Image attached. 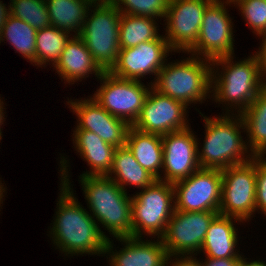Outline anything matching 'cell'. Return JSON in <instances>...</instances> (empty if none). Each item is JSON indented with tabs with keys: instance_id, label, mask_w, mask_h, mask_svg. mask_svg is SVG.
I'll list each match as a JSON object with an SVG mask.
<instances>
[{
	"instance_id": "cell-1",
	"label": "cell",
	"mask_w": 266,
	"mask_h": 266,
	"mask_svg": "<svg viewBox=\"0 0 266 266\" xmlns=\"http://www.w3.org/2000/svg\"><path fill=\"white\" fill-rule=\"evenodd\" d=\"M59 163L61 188L56 203V216L49 231L53 244L65 256L79 254L106 256V243L110 238L101 231L89 211H86L74 196L67 170L69 161L61 155Z\"/></svg>"
},
{
	"instance_id": "cell-2",
	"label": "cell",
	"mask_w": 266,
	"mask_h": 266,
	"mask_svg": "<svg viewBox=\"0 0 266 266\" xmlns=\"http://www.w3.org/2000/svg\"><path fill=\"white\" fill-rule=\"evenodd\" d=\"M233 57L234 55L224 56L211 61V94L213 93L211 96L216 103L227 106L226 114H230L234 109V111L237 109L236 114L246 110L266 87V80L262 76L254 54L237 63L232 61ZM219 66L222 67L221 71ZM228 106L235 108L228 110Z\"/></svg>"
},
{
	"instance_id": "cell-3",
	"label": "cell",
	"mask_w": 266,
	"mask_h": 266,
	"mask_svg": "<svg viewBox=\"0 0 266 266\" xmlns=\"http://www.w3.org/2000/svg\"><path fill=\"white\" fill-rule=\"evenodd\" d=\"M199 113L204 118L206 131L203 148L201 151L198 148V163L201 168L224 170L254 158L242 138L240 129L245 130V126L239 114H234L233 111L231 115L223 113L219 117L211 118Z\"/></svg>"
},
{
	"instance_id": "cell-4",
	"label": "cell",
	"mask_w": 266,
	"mask_h": 266,
	"mask_svg": "<svg viewBox=\"0 0 266 266\" xmlns=\"http://www.w3.org/2000/svg\"><path fill=\"white\" fill-rule=\"evenodd\" d=\"M91 216L115 238L133 237L132 196L107 175L80 176Z\"/></svg>"
},
{
	"instance_id": "cell-5",
	"label": "cell",
	"mask_w": 266,
	"mask_h": 266,
	"mask_svg": "<svg viewBox=\"0 0 266 266\" xmlns=\"http://www.w3.org/2000/svg\"><path fill=\"white\" fill-rule=\"evenodd\" d=\"M211 74V61L191 54L181 62H166L151 83L159 93L190 106L211 96Z\"/></svg>"
},
{
	"instance_id": "cell-6",
	"label": "cell",
	"mask_w": 266,
	"mask_h": 266,
	"mask_svg": "<svg viewBox=\"0 0 266 266\" xmlns=\"http://www.w3.org/2000/svg\"><path fill=\"white\" fill-rule=\"evenodd\" d=\"M88 11L79 36L99 68L103 72H110L116 64L121 49L119 45L121 12L110 0H95Z\"/></svg>"
},
{
	"instance_id": "cell-7",
	"label": "cell",
	"mask_w": 266,
	"mask_h": 266,
	"mask_svg": "<svg viewBox=\"0 0 266 266\" xmlns=\"http://www.w3.org/2000/svg\"><path fill=\"white\" fill-rule=\"evenodd\" d=\"M174 210L173 184L156 179L132 197L133 237L143 238L144 234L160 238Z\"/></svg>"
},
{
	"instance_id": "cell-8",
	"label": "cell",
	"mask_w": 266,
	"mask_h": 266,
	"mask_svg": "<svg viewBox=\"0 0 266 266\" xmlns=\"http://www.w3.org/2000/svg\"><path fill=\"white\" fill-rule=\"evenodd\" d=\"M222 173L219 214L242 221L251 220L256 211L255 157L244 164L230 166Z\"/></svg>"
},
{
	"instance_id": "cell-9",
	"label": "cell",
	"mask_w": 266,
	"mask_h": 266,
	"mask_svg": "<svg viewBox=\"0 0 266 266\" xmlns=\"http://www.w3.org/2000/svg\"><path fill=\"white\" fill-rule=\"evenodd\" d=\"M98 80L102 85L93 98L111 115L132 126L140 115L152 83L146 87L139 80L118 78L110 72H104Z\"/></svg>"
},
{
	"instance_id": "cell-10",
	"label": "cell",
	"mask_w": 266,
	"mask_h": 266,
	"mask_svg": "<svg viewBox=\"0 0 266 266\" xmlns=\"http://www.w3.org/2000/svg\"><path fill=\"white\" fill-rule=\"evenodd\" d=\"M219 212L174 210L165 233L160 237L169 256H194L201 246L212 220Z\"/></svg>"
},
{
	"instance_id": "cell-11",
	"label": "cell",
	"mask_w": 266,
	"mask_h": 266,
	"mask_svg": "<svg viewBox=\"0 0 266 266\" xmlns=\"http://www.w3.org/2000/svg\"><path fill=\"white\" fill-rule=\"evenodd\" d=\"M175 210L184 212H219L222 173L200 168L189 177L173 183Z\"/></svg>"
},
{
	"instance_id": "cell-12",
	"label": "cell",
	"mask_w": 266,
	"mask_h": 266,
	"mask_svg": "<svg viewBox=\"0 0 266 266\" xmlns=\"http://www.w3.org/2000/svg\"><path fill=\"white\" fill-rule=\"evenodd\" d=\"M226 3L214 0L206 9L195 46L188 54L213 61L234 55L233 22Z\"/></svg>"
},
{
	"instance_id": "cell-13",
	"label": "cell",
	"mask_w": 266,
	"mask_h": 266,
	"mask_svg": "<svg viewBox=\"0 0 266 266\" xmlns=\"http://www.w3.org/2000/svg\"><path fill=\"white\" fill-rule=\"evenodd\" d=\"M214 0H169L165 15L167 40L173 52L188 53L196 44L205 9Z\"/></svg>"
},
{
	"instance_id": "cell-14",
	"label": "cell",
	"mask_w": 266,
	"mask_h": 266,
	"mask_svg": "<svg viewBox=\"0 0 266 266\" xmlns=\"http://www.w3.org/2000/svg\"><path fill=\"white\" fill-rule=\"evenodd\" d=\"M187 106L151 87L139 117L132 127L160 136L189 127ZM187 120V121H186Z\"/></svg>"
},
{
	"instance_id": "cell-15",
	"label": "cell",
	"mask_w": 266,
	"mask_h": 266,
	"mask_svg": "<svg viewBox=\"0 0 266 266\" xmlns=\"http://www.w3.org/2000/svg\"><path fill=\"white\" fill-rule=\"evenodd\" d=\"M172 53L165 37L140 43L138 46L121 48L115 66L110 73L122 79L139 80L146 75H155L163 68ZM168 53V54H167ZM166 60V61H165Z\"/></svg>"
},
{
	"instance_id": "cell-16",
	"label": "cell",
	"mask_w": 266,
	"mask_h": 266,
	"mask_svg": "<svg viewBox=\"0 0 266 266\" xmlns=\"http://www.w3.org/2000/svg\"><path fill=\"white\" fill-rule=\"evenodd\" d=\"M190 128L191 126L161 136L164 177L161 176L158 180L173 184L201 168L198 163L199 141Z\"/></svg>"
},
{
	"instance_id": "cell-17",
	"label": "cell",
	"mask_w": 266,
	"mask_h": 266,
	"mask_svg": "<svg viewBox=\"0 0 266 266\" xmlns=\"http://www.w3.org/2000/svg\"><path fill=\"white\" fill-rule=\"evenodd\" d=\"M77 116L75 130H88L116 148L125 145L130 125L107 112L93 97L69 100L67 103Z\"/></svg>"
},
{
	"instance_id": "cell-18",
	"label": "cell",
	"mask_w": 266,
	"mask_h": 266,
	"mask_svg": "<svg viewBox=\"0 0 266 266\" xmlns=\"http://www.w3.org/2000/svg\"><path fill=\"white\" fill-rule=\"evenodd\" d=\"M124 246L114 250L113 242L107 240L105 254L110 266H167L168 253L160 238L150 241L141 237L116 238ZM115 252H114V251Z\"/></svg>"
},
{
	"instance_id": "cell-19",
	"label": "cell",
	"mask_w": 266,
	"mask_h": 266,
	"mask_svg": "<svg viewBox=\"0 0 266 266\" xmlns=\"http://www.w3.org/2000/svg\"><path fill=\"white\" fill-rule=\"evenodd\" d=\"M54 68L62 81L69 85L79 80L81 82V79L89 77V74H95L94 76L99 78L104 73L79 35L70 37Z\"/></svg>"
},
{
	"instance_id": "cell-20",
	"label": "cell",
	"mask_w": 266,
	"mask_h": 266,
	"mask_svg": "<svg viewBox=\"0 0 266 266\" xmlns=\"http://www.w3.org/2000/svg\"><path fill=\"white\" fill-rule=\"evenodd\" d=\"M72 136L75 150L90 166V171H84L80 176L108 175L116 147L88 130H73Z\"/></svg>"
},
{
	"instance_id": "cell-21",
	"label": "cell",
	"mask_w": 266,
	"mask_h": 266,
	"mask_svg": "<svg viewBox=\"0 0 266 266\" xmlns=\"http://www.w3.org/2000/svg\"><path fill=\"white\" fill-rule=\"evenodd\" d=\"M236 221L242 222L237 218L218 214L209 225L200 253L202 251L206 258H241L243 254L240 255L238 253L240 251L236 249L238 244L236 232L238 229L234 227Z\"/></svg>"
},
{
	"instance_id": "cell-22",
	"label": "cell",
	"mask_w": 266,
	"mask_h": 266,
	"mask_svg": "<svg viewBox=\"0 0 266 266\" xmlns=\"http://www.w3.org/2000/svg\"><path fill=\"white\" fill-rule=\"evenodd\" d=\"M125 145L144 169L150 172L156 179L161 177L163 144L160 135L142 132L130 126Z\"/></svg>"
},
{
	"instance_id": "cell-23",
	"label": "cell",
	"mask_w": 266,
	"mask_h": 266,
	"mask_svg": "<svg viewBox=\"0 0 266 266\" xmlns=\"http://www.w3.org/2000/svg\"><path fill=\"white\" fill-rule=\"evenodd\" d=\"M107 176L125 191L128 185L144 189L156 180L150 172L137 162L126 145L115 149L113 165Z\"/></svg>"
},
{
	"instance_id": "cell-24",
	"label": "cell",
	"mask_w": 266,
	"mask_h": 266,
	"mask_svg": "<svg viewBox=\"0 0 266 266\" xmlns=\"http://www.w3.org/2000/svg\"><path fill=\"white\" fill-rule=\"evenodd\" d=\"M243 120L250 153L254 157L266 155V87L254 98L248 108L239 114Z\"/></svg>"
},
{
	"instance_id": "cell-25",
	"label": "cell",
	"mask_w": 266,
	"mask_h": 266,
	"mask_svg": "<svg viewBox=\"0 0 266 266\" xmlns=\"http://www.w3.org/2000/svg\"><path fill=\"white\" fill-rule=\"evenodd\" d=\"M51 26L78 36L90 6L95 0H45ZM76 30V31H75Z\"/></svg>"
},
{
	"instance_id": "cell-26",
	"label": "cell",
	"mask_w": 266,
	"mask_h": 266,
	"mask_svg": "<svg viewBox=\"0 0 266 266\" xmlns=\"http://www.w3.org/2000/svg\"><path fill=\"white\" fill-rule=\"evenodd\" d=\"M36 33L35 28L9 14L0 33V43L6 39L19 55L36 65Z\"/></svg>"
},
{
	"instance_id": "cell-27",
	"label": "cell",
	"mask_w": 266,
	"mask_h": 266,
	"mask_svg": "<svg viewBox=\"0 0 266 266\" xmlns=\"http://www.w3.org/2000/svg\"><path fill=\"white\" fill-rule=\"evenodd\" d=\"M156 19L121 13L119 25L120 48L138 46L140 43L157 39L160 34Z\"/></svg>"
},
{
	"instance_id": "cell-28",
	"label": "cell",
	"mask_w": 266,
	"mask_h": 266,
	"mask_svg": "<svg viewBox=\"0 0 266 266\" xmlns=\"http://www.w3.org/2000/svg\"><path fill=\"white\" fill-rule=\"evenodd\" d=\"M71 35L54 26L37 30L36 33V66L45 67L49 63L52 67L60 60L62 51ZM51 61V63H50ZM44 65V66H43Z\"/></svg>"
},
{
	"instance_id": "cell-29",
	"label": "cell",
	"mask_w": 266,
	"mask_h": 266,
	"mask_svg": "<svg viewBox=\"0 0 266 266\" xmlns=\"http://www.w3.org/2000/svg\"><path fill=\"white\" fill-rule=\"evenodd\" d=\"M9 14L36 30L51 26L45 0H10Z\"/></svg>"
},
{
	"instance_id": "cell-30",
	"label": "cell",
	"mask_w": 266,
	"mask_h": 266,
	"mask_svg": "<svg viewBox=\"0 0 266 266\" xmlns=\"http://www.w3.org/2000/svg\"><path fill=\"white\" fill-rule=\"evenodd\" d=\"M124 14L165 18L169 0H110ZM158 17V18H157Z\"/></svg>"
},
{
	"instance_id": "cell-31",
	"label": "cell",
	"mask_w": 266,
	"mask_h": 266,
	"mask_svg": "<svg viewBox=\"0 0 266 266\" xmlns=\"http://www.w3.org/2000/svg\"><path fill=\"white\" fill-rule=\"evenodd\" d=\"M255 35L266 33V0H241L236 4Z\"/></svg>"
},
{
	"instance_id": "cell-32",
	"label": "cell",
	"mask_w": 266,
	"mask_h": 266,
	"mask_svg": "<svg viewBox=\"0 0 266 266\" xmlns=\"http://www.w3.org/2000/svg\"><path fill=\"white\" fill-rule=\"evenodd\" d=\"M255 170L256 211H261L266 216V158L255 157Z\"/></svg>"
},
{
	"instance_id": "cell-33",
	"label": "cell",
	"mask_w": 266,
	"mask_h": 266,
	"mask_svg": "<svg viewBox=\"0 0 266 266\" xmlns=\"http://www.w3.org/2000/svg\"><path fill=\"white\" fill-rule=\"evenodd\" d=\"M172 257L175 259V261L172 259ZM169 263L170 266H202L201 262L197 260L195 256H169L167 266H169Z\"/></svg>"
},
{
	"instance_id": "cell-34",
	"label": "cell",
	"mask_w": 266,
	"mask_h": 266,
	"mask_svg": "<svg viewBox=\"0 0 266 266\" xmlns=\"http://www.w3.org/2000/svg\"><path fill=\"white\" fill-rule=\"evenodd\" d=\"M259 37L262 38V42L259 47V51H257L254 55L257 58L262 76L266 80V33L260 35Z\"/></svg>"
},
{
	"instance_id": "cell-35",
	"label": "cell",
	"mask_w": 266,
	"mask_h": 266,
	"mask_svg": "<svg viewBox=\"0 0 266 266\" xmlns=\"http://www.w3.org/2000/svg\"><path fill=\"white\" fill-rule=\"evenodd\" d=\"M240 258H205L202 266H237Z\"/></svg>"
},
{
	"instance_id": "cell-36",
	"label": "cell",
	"mask_w": 266,
	"mask_h": 266,
	"mask_svg": "<svg viewBox=\"0 0 266 266\" xmlns=\"http://www.w3.org/2000/svg\"><path fill=\"white\" fill-rule=\"evenodd\" d=\"M3 1L0 0V33L2 30L3 25L9 15V6L6 7V3H2Z\"/></svg>"
},
{
	"instance_id": "cell-37",
	"label": "cell",
	"mask_w": 266,
	"mask_h": 266,
	"mask_svg": "<svg viewBox=\"0 0 266 266\" xmlns=\"http://www.w3.org/2000/svg\"><path fill=\"white\" fill-rule=\"evenodd\" d=\"M244 256H241L240 258V266H266L265 261L260 260H254V261H247L248 258H243Z\"/></svg>"
},
{
	"instance_id": "cell-38",
	"label": "cell",
	"mask_w": 266,
	"mask_h": 266,
	"mask_svg": "<svg viewBox=\"0 0 266 266\" xmlns=\"http://www.w3.org/2000/svg\"><path fill=\"white\" fill-rule=\"evenodd\" d=\"M4 103L1 101V99H0V140L2 139V132H1V125H3L4 123V121H5V118H4V109H6V108H3L4 107V105H3Z\"/></svg>"
},
{
	"instance_id": "cell-39",
	"label": "cell",
	"mask_w": 266,
	"mask_h": 266,
	"mask_svg": "<svg viewBox=\"0 0 266 266\" xmlns=\"http://www.w3.org/2000/svg\"><path fill=\"white\" fill-rule=\"evenodd\" d=\"M217 1H220L222 3H226L227 5H231V4H234V6L241 0H217ZM225 1V2H224Z\"/></svg>"
}]
</instances>
